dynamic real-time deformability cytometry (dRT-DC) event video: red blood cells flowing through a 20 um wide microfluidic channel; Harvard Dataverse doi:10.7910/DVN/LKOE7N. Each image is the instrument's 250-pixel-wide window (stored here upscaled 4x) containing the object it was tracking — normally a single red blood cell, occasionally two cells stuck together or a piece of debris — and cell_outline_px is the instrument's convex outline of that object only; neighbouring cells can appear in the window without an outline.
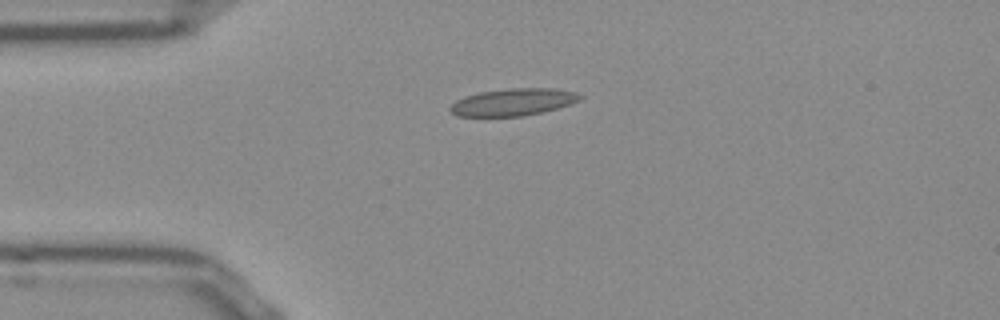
{"species": "Egyptian fruit bat (a non-hibernating species)", "species_latin": "Rousettus aegyptiacus", "temperature_condition": "room temperature", "stored_images_in_passage": 41, "camera_frame_rate_fps": 3000, "um_per_image_px": 0.085, "frame": {"image": 1, "passage_image": 1, "time_ms": 0.0, "image_size_px": [1000, 320], "cell_outline_px": [[584, 96], [580, 100], [556, 108], [540, 112], [520, 116], [456, 116], [448, 108], [456, 100], [464, 96], [480, 92], [508, 88], [552, 88], [576, 92]], "centroid_in_image_um": [43.59, 8.67], "position_along_channel_um": 41.4, "area_um2": 20.4}}
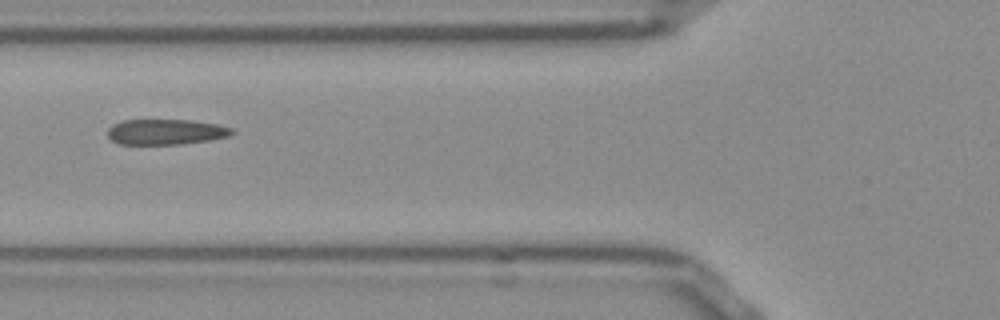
{"frame": {"image": 2, "passage_image": 8, "time_ms": 2.333, "image_size_px": [1000, 320], "cell_outline_px": [[236, 132], [228, 136], [208, 140], [180, 144], [120, 144], [112, 140], [108, 136], [108, 128], [112, 124], [124, 120], [192, 120], [220, 124], [232, 128]], "centroid_in_image_um": [14.11, 11.2], "position_along_channel_um": 111.7, "area_um2": 18.5}}
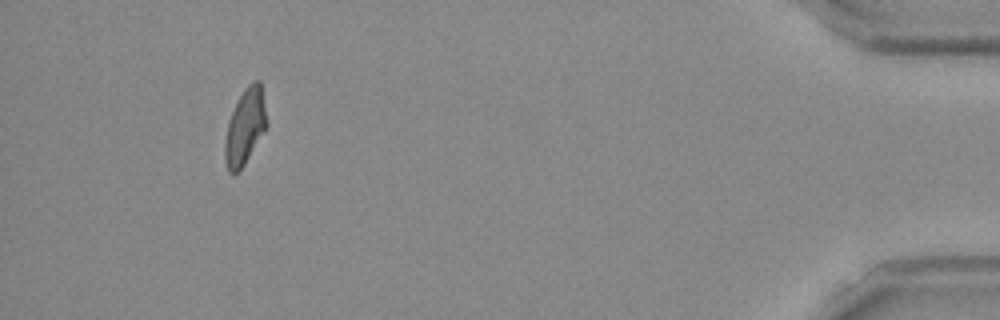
{"frame": {"image": 3, "passage_image": 37, "time_ms": 12.0, "image_size_px": [1000, 320], "cell_outline_px": [[268, 124], [244, 164], [236, 172], [228, 172], [224, 160], [224, 144], [228, 120], [244, 88], [252, 80], [260, 80]], "centroid_in_image_um": [20.82, 10.75], "position_along_channel_um": 414.4, "area_um2": 18.21}, "authors_computed_cell_mechanics": {"area_um2": 18.8428, "velocity_mm_per_s": 3.8586, "shape_relaxation_time_tau1_ms": null, "shape_relaxation_time_tau2_ms": 1.9023, "deformation_change_tau1": null, "deformation_change_tau2": 0.0775}}